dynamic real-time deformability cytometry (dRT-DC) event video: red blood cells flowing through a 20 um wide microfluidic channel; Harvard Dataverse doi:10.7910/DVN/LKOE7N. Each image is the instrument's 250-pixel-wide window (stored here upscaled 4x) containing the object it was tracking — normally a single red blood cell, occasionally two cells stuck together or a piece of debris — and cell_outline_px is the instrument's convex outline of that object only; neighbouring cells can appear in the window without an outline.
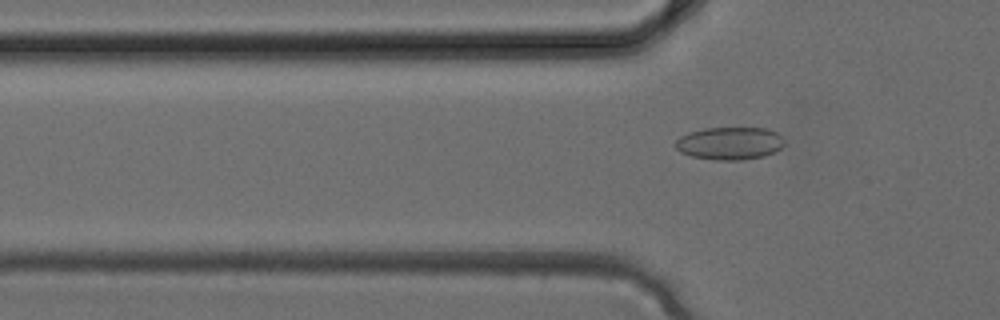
{"species": "common noctule bat (a hibernating species)", "species_latin": "Nyctalus noctula", "temperature_condition": "cold", "stored_images_in_passage": 3, "camera_frame_rate_fps": 3000, "um_per_image_px": 0.085, "animal": {"sex": "female", "body_mass_g": 24.6, "forearm_length_mm": 56.2}, "frame": {"image": 1, "passage_image": 3, "time_ms": 0.667, "image_size_px": [1000, 320], "cell_outline_px": [[784, 144], [776, 152], [764, 156], [740, 160], [716, 160], [692, 156], [680, 152], [672, 144], [680, 136], [688, 132], [704, 128], [768, 128], [776, 132], [784, 140]], "centroid_in_image_um": [62.0, 12.18], "position_along_channel_um": 63.8, "area_um2": 20.92}}